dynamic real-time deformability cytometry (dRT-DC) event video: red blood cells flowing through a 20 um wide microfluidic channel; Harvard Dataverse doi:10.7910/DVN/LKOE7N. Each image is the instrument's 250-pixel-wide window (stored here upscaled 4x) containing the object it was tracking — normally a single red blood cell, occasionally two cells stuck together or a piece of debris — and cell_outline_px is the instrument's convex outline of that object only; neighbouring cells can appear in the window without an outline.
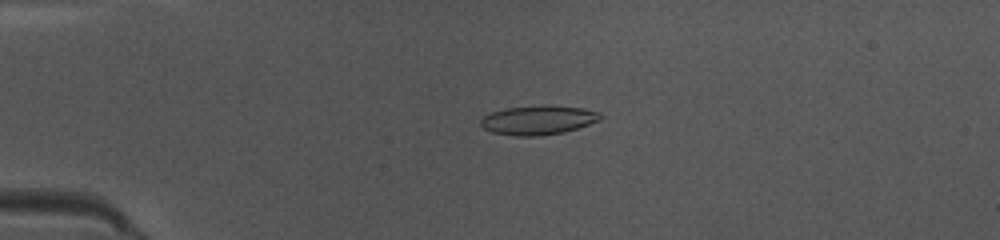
{"species": "common noctule bat (a hibernating species)", "species_latin": "Nyctalus noctula", "temperature_condition": "warm", "stored_images_in_passage": 39, "camera_frame_rate_fps": 3000, "um_per_image_px": 0.085, "animal": {"sex": "female", "body_mass_g": 10.0, "forearm_length_mm": 53.1}, "frame": {"image": 1, "passage_image": 13, "time_ms": 4.0, "image_size_px": [1000, 240], "cell_outline_px": [[600, 120], [564, 132], [540, 136], [516, 136], [492, 132], [484, 128], [480, 124], [480, 120], [484, 116], [492, 112], [504, 108], [548, 104], [580, 108], [600, 112]], "centroid_in_image_um": [45.72, 10.2], "position_along_channel_um": 39.3, "area_um2": 20.35}}
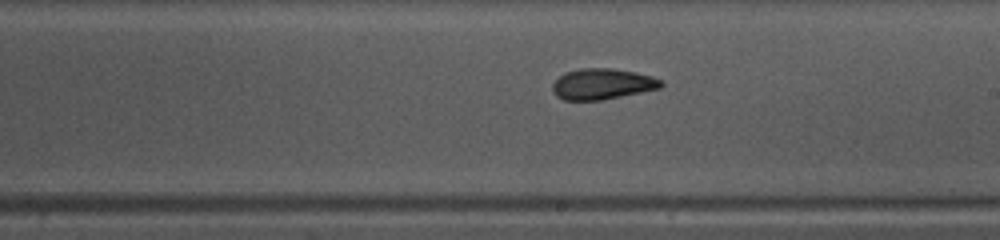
{"frame": {"image": 2, "passage_image": 30, "time_ms": 9.667, "image_size_px": [1000, 240], "cell_outline_px": [[664, 84], [660, 88], [600, 100], [564, 100], [556, 96], [552, 88], [552, 84], [560, 76], [568, 72], [580, 68], [612, 68], [636, 72], [652, 76], [660, 80]], "centroid_in_image_um": [51.19, 7.13], "position_along_channel_um": 237.8, "area_um2": 19.31}}
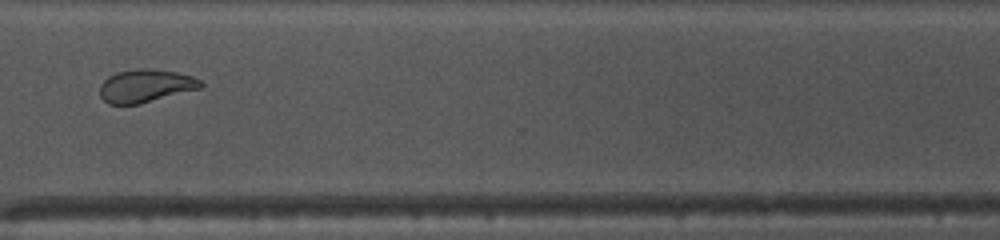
{"frame": {"image": 3, "passage_image": 39, "time_ms": 12.667, "image_size_px": [1000, 240], "cell_outline_px": [[204, 84], [200, 88], [140, 104], [108, 104], [100, 96], [100, 84], [108, 76], [116, 72], [148, 68], [176, 72], [192, 76], [200, 80]], "centroid_in_image_um": [12.36, 7.3], "position_along_channel_um": 358.2, "area_um2": 19.25}}